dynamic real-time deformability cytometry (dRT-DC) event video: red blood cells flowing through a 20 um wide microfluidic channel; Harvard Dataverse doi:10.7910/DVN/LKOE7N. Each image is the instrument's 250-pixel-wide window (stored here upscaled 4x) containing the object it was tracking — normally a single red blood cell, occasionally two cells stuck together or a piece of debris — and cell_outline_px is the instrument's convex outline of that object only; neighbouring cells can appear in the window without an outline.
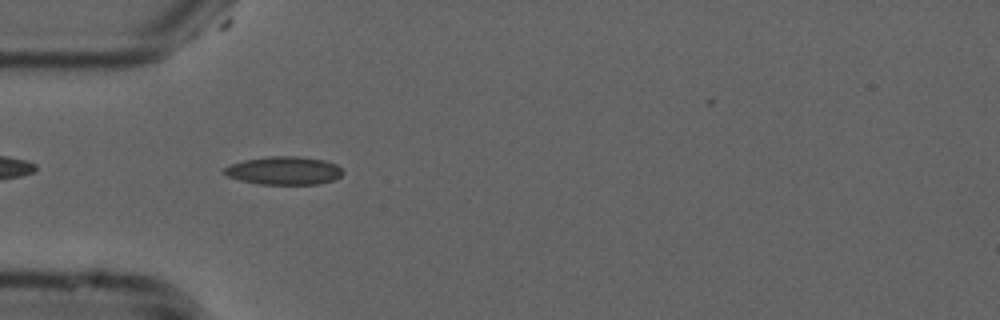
{"species": "common noctule bat (a hibernating species)", "species_latin": "Nyctalus noctula", "temperature_condition": "cold", "stored_images_in_passage": 31, "camera_frame_rate_fps": 3000, "um_per_image_px": 0.085, "animal": {"sex": "male", "forearm_length_mm": 52.5}, "frame": {"image": 1, "passage_image": 2, "time_ms": 0.333, "image_size_px": [1000, 320], "cell_outline_px": [[344, 172], [340, 176], [332, 180], [316, 184], [260, 184], [240, 180], [228, 176], [220, 172], [224, 168], [232, 164], [244, 160], [268, 156], [300, 156], [324, 160], [336, 164]], "centroid_in_image_um": [24.12, 14.49], "position_along_channel_um": 60.9, "area_um2": 19.42}}
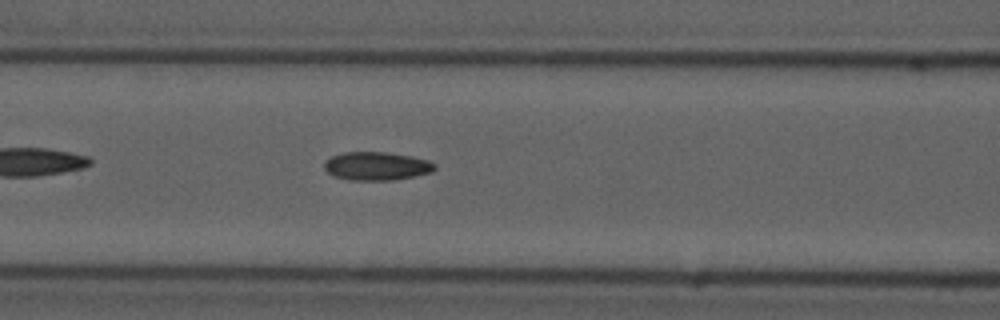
{"frame": {"image": 2, "passage_image": 8, "time_ms": 2.333, "image_size_px": [1000, 320], "cell_outline_px": [[436, 168], [432, 172], [392, 180], [352, 180], [336, 176], [328, 172], [324, 168], [324, 164], [332, 156], [344, 152], [388, 152], [412, 156], [428, 160], [436, 164]], "centroid_in_image_um": [32.05, 14.1], "position_along_channel_um": 134.6, "area_um2": 18.09}}
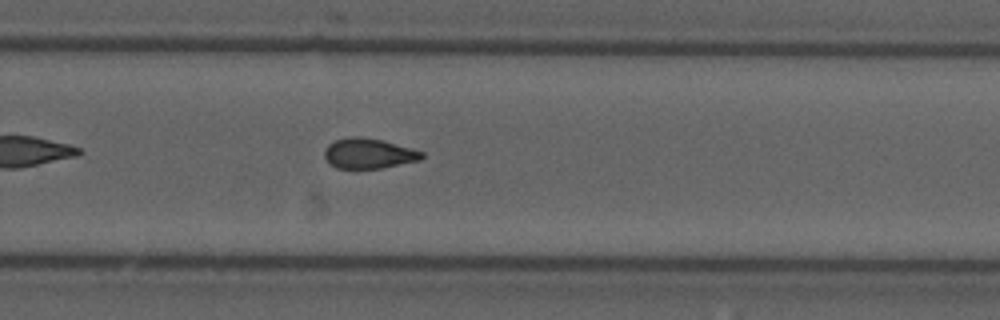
{"frame": {"image": 3, "passage_image": 21, "time_ms": 6.667, "image_size_px": [1000, 320], "cell_outline_px": [[424, 156], [420, 160], [380, 168], [336, 168], [324, 156], [324, 148], [328, 144], [336, 140], [352, 136], [360, 136], [380, 140], [412, 148], [424, 152]], "centroid_in_image_um": [31.33, 13.03], "position_along_channel_um": 298.5, "area_um2": 16.94}, "authors_computed_cell_mechanics": {"area_um2": 17.3978, "velocity_mm_per_s": 3.797, "shape_relaxation_time_tau1_ms": null, "shape_relaxation_time_tau2_ms": 2.8832, "deformation_change_tau1": null, "deformation_change_tau2": 0.0871}}